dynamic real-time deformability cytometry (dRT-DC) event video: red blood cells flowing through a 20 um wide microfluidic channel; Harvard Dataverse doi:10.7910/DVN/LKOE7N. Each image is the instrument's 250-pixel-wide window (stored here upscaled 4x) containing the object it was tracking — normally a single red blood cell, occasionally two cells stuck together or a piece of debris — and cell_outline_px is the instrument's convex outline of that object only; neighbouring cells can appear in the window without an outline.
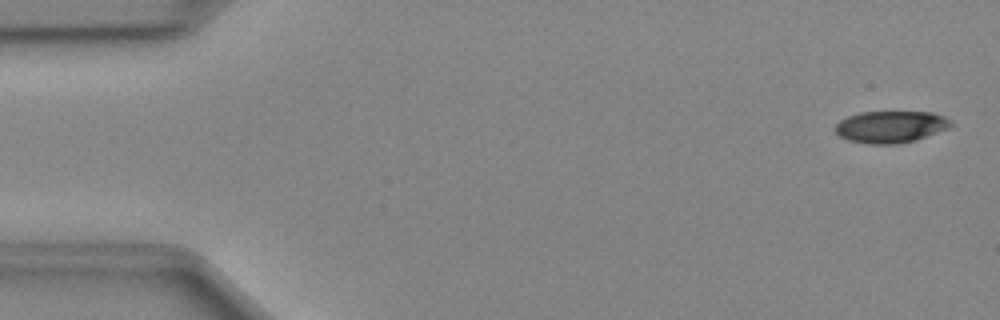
{"species": "Egyptian fruit bat (a non-hibernating species)", "species_latin": "Rousettus aegyptiacus", "temperature_condition": "cold", "stored_images_in_passage": 48, "camera_frame_rate_fps": 3000, "um_per_image_px": 0.085, "animal": {"sex": "female"}, "frame": {"image": 1, "passage_image": 2, "time_ms": 0.333, "image_size_px": [1000, 320], "cell_outline_px": [[956, 124], [948, 128], [916, 140], [896, 144], [868, 144], [848, 140], [840, 136], [836, 132], [836, 124], [840, 120], [848, 116], [860, 112], [932, 112], [944, 116], [952, 120]], "centroid_in_image_um": [75.74, 10.77], "position_along_channel_um": 9.3, "area_um2": 21.56}}
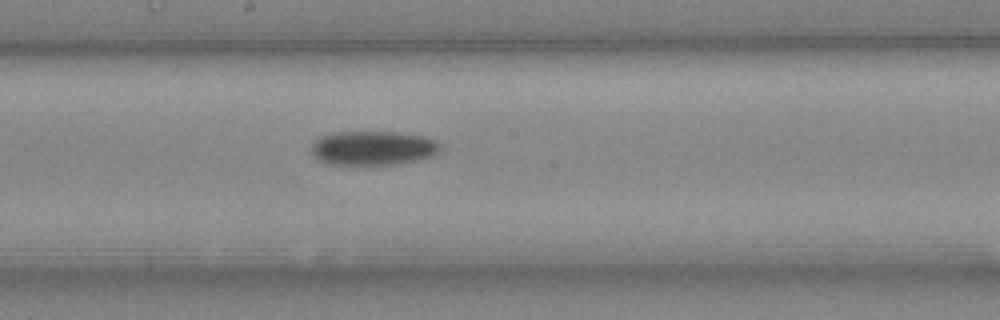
{"frame": {"image": 2, "passage_image": 26, "time_ms": 8.333, "image_size_px": [1000, 320], "cell_outline_px": [[444, 144], [440, 152], [432, 156], [420, 160], [400, 164], [352, 168], [328, 164], [316, 160], [312, 156], [312, 144], [320, 136], [336, 132], [400, 132], [424, 136], [436, 140]], "centroid_in_image_um": [31.72, 12.64], "position_along_channel_um": 216.5, "area_um2": 27.22}}
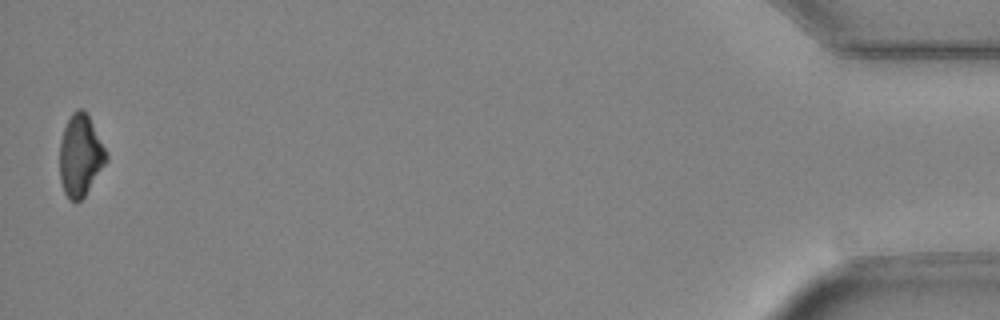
{"frame": {"image": 3, "passage_image": 48, "time_ms": 15.667, "image_size_px": [1000, 320], "cell_outline_px": [[108, 160], [84, 196], [80, 200], [72, 200], [64, 192], [60, 180], [60, 140], [64, 128], [72, 112], [76, 108], [84, 108], [108, 152]], "centroid_in_image_um": [6.84, 13.17], "position_along_channel_um": 428.4, "area_um2": 22.08}}